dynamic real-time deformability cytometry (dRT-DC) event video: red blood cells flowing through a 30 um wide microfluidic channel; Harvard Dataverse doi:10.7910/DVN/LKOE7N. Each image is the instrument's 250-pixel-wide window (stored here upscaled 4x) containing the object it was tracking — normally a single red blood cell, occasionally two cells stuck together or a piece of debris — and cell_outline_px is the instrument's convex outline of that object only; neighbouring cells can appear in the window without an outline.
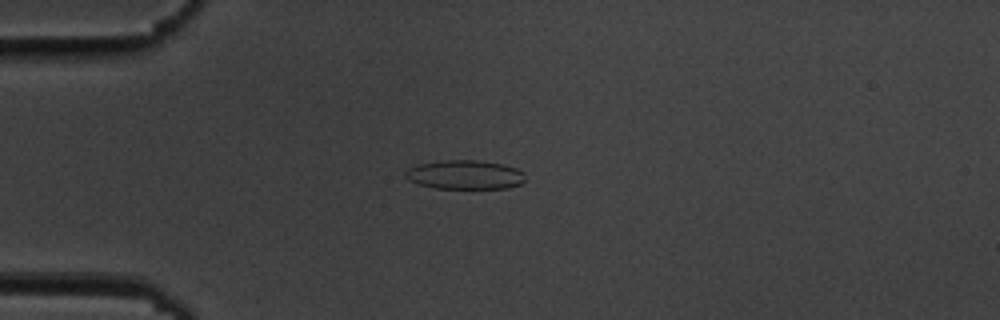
{"species": "common noctule bat (a hibernating species)", "species_latin": "Nyctalus noctula", "temperature_condition": "cold", "stored_images_in_passage": 54, "camera_frame_rate_fps": 3000, "um_per_image_px": 0.085, "animal": {"sex": "male", "body_mass_g": 19.5, "forearm_length_mm": 54.6}, "frame": {"image": 1, "passage_image": 14, "time_ms": 4.333, "image_size_px": [1000, 320], "cell_outline_px": [[524, 180], [520, 184], [508, 188], [432, 188], [408, 180], [404, 176], [404, 172], [408, 168], [416, 164], [444, 160], [476, 160], [500, 164], [516, 168], [524, 172]], "centroid_in_image_um": [39.47, 14.85], "position_along_channel_um": 45.5, "area_um2": 20.29}}
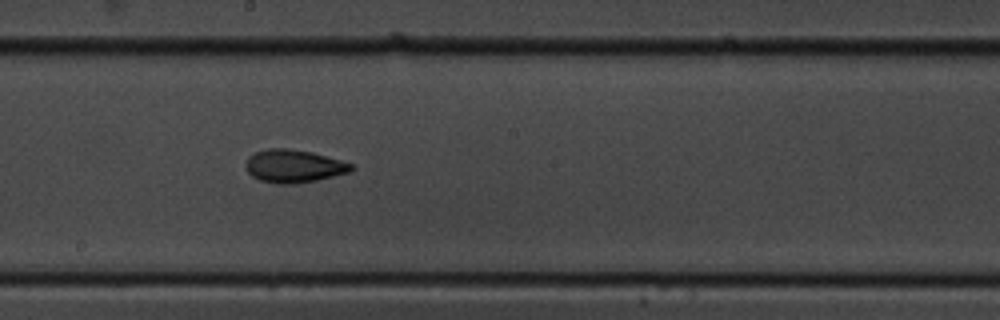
{"frame": {"image": 2, "passage_image": 30, "time_ms": 9.667, "image_size_px": [1000, 320], "cell_outline_px": [[356, 168], [348, 172], [316, 180], [292, 184], [276, 184], [260, 180], [252, 176], [244, 168], [244, 164], [248, 156], [256, 152], [268, 148], [288, 148], [312, 152], [340, 160], [352, 164]], "centroid_in_image_um": [24.92, 14.11], "position_along_channel_um": 223.3, "area_um2": 20.29}}
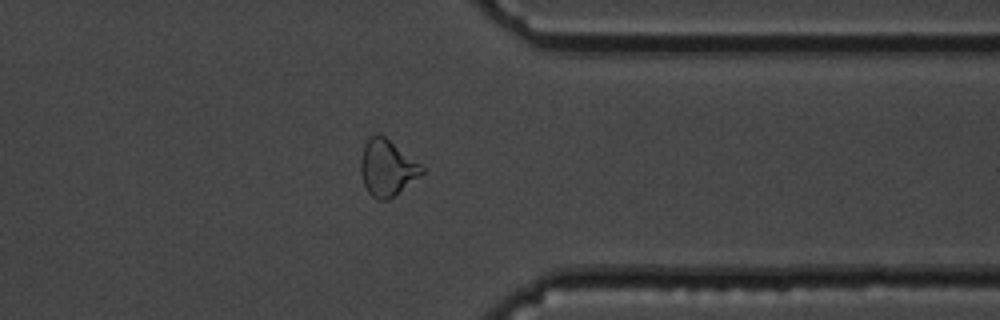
{"frame": {"image": 3, "passage_image": 43, "time_ms": 14.0, "image_size_px": [1000, 320], "cell_outline_px": [[424, 172], [420, 176], [388, 200], [376, 200], [368, 192], [364, 184], [360, 172], [360, 160], [364, 144], [368, 136], [376, 132], [380, 132], [420, 164], [424, 168]], "centroid_in_image_um": [32.86, 14.23], "position_along_channel_um": 378.5, "area_um2": 20.17}, "authors_computed_cell_mechanics": {"area_um2": 20.1433, "velocity_mm_per_s": 3.7008, "shape_relaxation_time_tau1_ms": 5.7805, "shape_relaxation_time_tau2_ms": 3.6185, "deformation_change_tau1": 0.1399, "deformation_change_tau2": 0.1037}}